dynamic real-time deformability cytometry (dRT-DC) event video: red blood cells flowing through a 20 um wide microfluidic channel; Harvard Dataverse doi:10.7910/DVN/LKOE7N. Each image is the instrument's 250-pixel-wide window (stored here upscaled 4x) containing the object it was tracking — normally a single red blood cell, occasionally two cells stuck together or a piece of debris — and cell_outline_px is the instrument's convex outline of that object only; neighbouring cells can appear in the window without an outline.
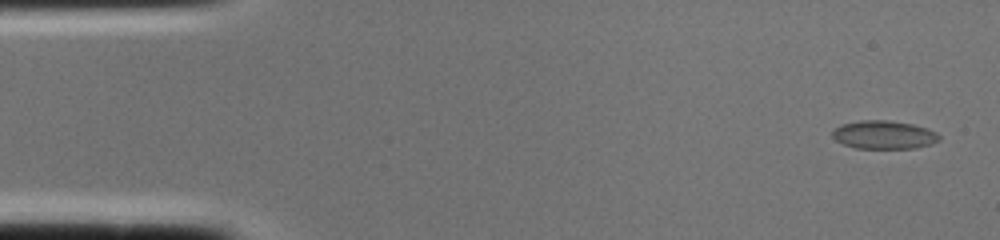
{"species": "common noctule bat (a hibernating species)", "species_latin": "Nyctalus noctula", "temperature_condition": "cold", "stored_images_in_passage": 2, "camera_frame_rate_fps": 3000, "um_per_image_px": 0.085, "animal": {"sex": "female", "body_mass_g": 22.0, "forearm_length_mm": 56.7}, "frame": {"image": 1, "passage_image": 1, "time_ms": 0.0, "image_size_px": [1000, 240], "cell_outline_px": [[940, 140], [932, 144], [916, 148], [856, 148], [844, 144], [836, 140], [832, 136], [832, 132], [840, 124], [860, 120], [888, 120], [912, 124], [928, 128], [936, 132], [940, 136]], "centroid_in_image_um": [75.15, 11.45], "position_along_channel_um": 9.8, "area_um2": 17.69}}
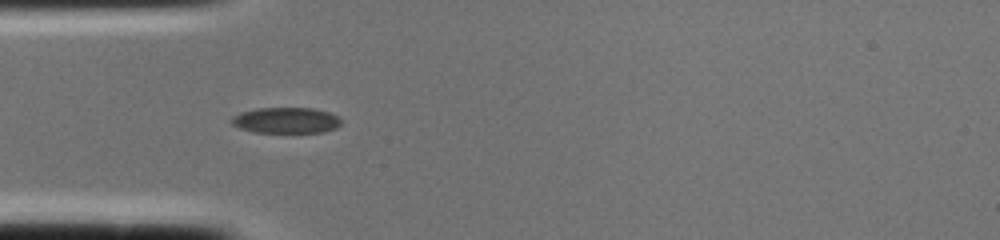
{"frame": {"image": 2, "passage_image": 2, "time_ms": 0.333, "image_size_px": [1000, 240], "cell_outline_px": [[340, 124], [336, 128], [324, 132], [252, 132], [240, 128], [232, 124], [228, 120], [232, 116], [240, 112], [256, 108], [312, 108], [328, 112], [336, 116], [340, 120]], "centroid_in_image_um": [24.25, 10.22], "position_along_channel_um": 60.7, "area_um2": 16.53}}